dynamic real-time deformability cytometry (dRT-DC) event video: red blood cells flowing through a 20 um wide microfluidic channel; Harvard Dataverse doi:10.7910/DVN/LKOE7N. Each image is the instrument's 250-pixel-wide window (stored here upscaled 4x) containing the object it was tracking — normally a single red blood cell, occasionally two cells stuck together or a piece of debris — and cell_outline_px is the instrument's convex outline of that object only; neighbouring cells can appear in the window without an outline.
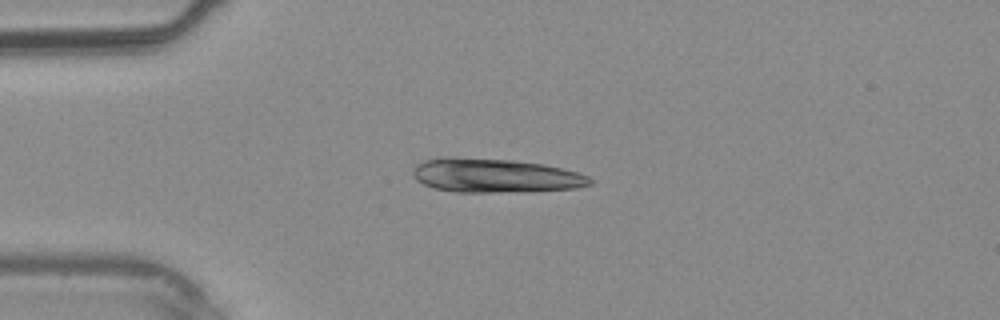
{"species": "common noctule bat (a hibernating species)", "species_latin": "Nyctalus noctula", "temperature_condition": "warm", "stored_images_in_passage": 37, "camera_frame_rate_fps": 3000, "um_per_image_px": 0.085, "animal": {"sex": "male", "body_mass_g": 20.4}, "frame": {"image": 1, "passage_image": 8, "time_ms": 2.333, "image_size_px": [1000, 320], "cell_outline_px": [[592, 184], [576, 188], [532, 192], [456, 192], [432, 188], [416, 180], [412, 176], [412, 168], [416, 164], [424, 160], [440, 156], [444, 156], [512, 160], [544, 164], [564, 168], [588, 176], [592, 180]], "centroid_in_image_um": [42.05, 14.92], "position_along_channel_um": 42.9, "area_um2": 35.72}}